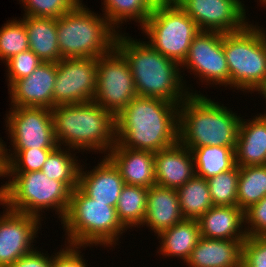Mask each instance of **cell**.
<instances>
[{
    "mask_svg": "<svg viewBox=\"0 0 266 267\" xmlns=\"http://www.w3.org/2000/svg\"><path fill=\"white\" fill-rule=\"evenodd\" d=\"M148 188L125 184L116 206L117 216L127 229L142 225L146 217Z\"/></svg>",
    "mask_w": 266,
    "mask_h": 267,
    "instance_id": "obj_28",
    "label": "cell"
},
{
    "mask_svg": "<svg viewBox=\"0 0 266 267\" xmlns=\"http://www.w3.org/2000/svg\"><path fill=\"white\" fill-rule=\"evenodd\" d=\"M244 217L251 226L244 230L247 236H266V196L245 210Z\"/></svg>",
    "mask_w": 266,
    "mask_h": 267,
    "instance_id": "obj_38",
    "label": "cell"
},
{
    "mask_svg": "<svg viewBox=\"0 0 266 267\" xmlns=\"http://www.w3.org/2000/svg\"><path fill=\"white\" fill-rule=\"evenodd\" d=\"M28 49V34L23 20L4 24L0 29V59L7 61Z\"/></svg>",
    "mask_w": 266,
    "mask_h": 267,
    "instance_id": "obj_33",
    "label": "cell"
},
{
    "mask_svg": "<svg viewBox=\"0 0 266 267\" xmlns=\"http://www.w3.org/2000/svg\"><path fill=\"white\" fill-rule=\"evenodd\" d=\"M7 150L4 147L6 173H24L42 170L47 156L54 149H14V157Z\"/></svg>",
    "mask_w": 266,
    "mask_h": 267,
    "instance_id": "obj_34",
    "label": "cell"
},
{
    "mask_svg": "<svg viewBox=\"0 0 266 267\" xmlns=\"http://www.w3.org/2000/svg\"><path fill=\"white\" fill-rule=\"evenodd\" d=\"M182 65L199 74L202 80L230 85V74L223 50V33L200 31L192 40Z\"/></svg>",
    "mask_w": 266,
    "mask_h": 267,
    "instance_id": "obj_13",
    "label": "cell"
},
{
    "mask_svg": "<svg viewBox=\"0 0 266 267\" xmlns=\"http://www.w3.org/2000/svg\"><path fill=\"white\" fill-rule=\"evenodd\" d=\"M234 152L239 167L266 165V114L248 123L241 119Z\"/></svg>",
    "mask_w": 266,
    "mask_h": 267,
    "instance_id": "obj_21",
    "label": "cell"
},
{
    "mask_svg": "<svg viewBox=\"0 0 266 267\" xmlns=\"http://www.w3.org/2000/svg\"><path fill=\"white\" fill-rule=\"evenodd\" d=\"M178 5L197 24L200 31L230 33L248 25L240 0H179Z\"/></svg>",
    "mask_w": 266,
    "mask_h": 267,
    "instance_id": "obj_14",
    "label": "cell"
},
{
    "mask_svg": "<svg viewBox=\"0 0 266 267\" xmlns=\"http://www.w3.org/2000/svg\"><path fill=\"white\" fill-rule=\"evenodd\" d=\"M104 3V18L112 27L134 18L143 26L153 10L146 0H104Z\"/></svg>",
    "mask_w": 266,
    "mask_h": 267,
    "instance_id": "obj_31",
    "label": "cell"
},
{
    "mask_svg": "<svg viewBox=\"0 0 266 267\" xmlns=\"http://www.w3.org/2000/svg\"><path fill=\"white\" fill-rule=\"evenodd\" d=\"M123 36L117 34L115 48L130 66L137 96L160 98L180 104L193 94L183 90L179 63L156 51L148 42H138Z\"/></svg>",
    "mask_w": 266,
    "mask_h": 267,
    "instance_id": "obj_2",
    "label": "cell"
},
{
    "mask_svg": "<svg viewBox=\"0 0 266 267\" xmlns=\"http://www.w3.org/2000/svg\"><path fill=\"white\" fill-rule=\"evenodd\" d=\"M124 185L118 169L107 157L90 172L80 168L78 187L94 201L116 207Z\"/></svg>",
    "mask_w": 266,
    "mask_h": 267,
    "instance_id": "obj_19",
    "label": "cell"
},
{
    "mask_svg": "<svg viewBox=\"0 0 266 267\" xmlns=\"http://www.w3.org/2000/svg\"><path fill=\"white\" fill-rule=\"evenodd\" d=\"M253 25L223 33V50L230 74V85L259 91L266 83V33Z\"/></svg>",
    "mask_w": 266,
    "mask_h": 267,
    "instance_id": "obj_8",
    "label": "cell"
},
{
    "mask_svg": "<svg viewBox=\"0 0 266 267\" xmlns=\"http://www.w3.org/2000/svg\"><path fill=\"white\" fill-rule=\"evenodd\" d=\"M146 1L152 8L177 5L179 2V0H146Z\"/></svg>",
    "mask_w": 266,
    "mask_h": 267,
    "instance_id": "obj_41",
    "label": "cell"
},
{
    "mask_svg": "<svg viewBox=\"0 0 266 267\" xmlns=\"http://www.w3.org/2000/svg\"><path fill=\"white\" fill-rule=\"evenodd\" d=\"M235 147L203 146L191 150L195 175L208 179L236 166Z\"/></svg>",
    "mask_w": 266,
    "mask_h": 267,
    "instance_id": "obj_27",
    "label": "cell"
},
{
    "mask_svg": "<svg viewBox=\"0 0 266 267\" xmlns=\"http://www.w3.org/2000/svg\"><path fill=\"white\" fill-rule=\"evenodd\" d=\"M154 157L156 185L177 189L195 175L191 150L179 142L156 152Z\"/></svg>",
    "mask_w": 266,
    "mask_h": 267,
    "instance_id": "obj_18",
    "label": "cell"
},
{
    "mask_svg": "<svg viewBox=\"0 0 266 267\" xmlns=\"http://www.w3.org/2000/svg\"><path fill=\"white\" fill-rule=\"evenodd\" d=\"M141 29L156 51L180 65L188 55L192 40L200 32L194 20L178 4L153 8Z\"/></svg>",
    "mask_w": 266,
    "mask_h": 267,
    "instance_id": "obj_9",
    "label": "cell"
},
{
    "mask_svg": "<svg viewBox=\"0 0 266 267\" xmlns=\"http://www.w3.org/2000/svg\"><path fill=\"white\" fill-rule=\"evenodd\" d=\"M55 79L56 63L42 62L28 77L9 86L12 106L52 109Z\"/></svg>",
    "mask_w": 266,
    "mask_h": 267,
    "instance_id": "obj_16",
    "label": "cell"
},
{
    "mask_svg": "<svg viewBox=\"0 0 266 267\" xmlns=\"http://www.w3.org/2000/svg\"><path fill=\"white\" fill-rule=\"evenodd\" d=\"M245 239H208L200 237L185 262L189 267H242Z\"/></svg>",
    "mask_w": 266,
    "mask_h": 267,
    "instance_id": "obj_20",
    "label": "cell"
},
{
    "mask_svg": "<svg viewBox=\"0 0 266 267\" xmlns=\"http://www.w3.org/2000/svg\"><path fill=\"white\" fill-rule=\"evenodd\" d=\"M9 85L14 81L28 77L43 61L30 49L23 51L6 61Z\"/></svg>",
    "mask_w": 266,
    "mask_h": 267,
    "instance_id": "obj_36",
    "label": "cell"
},
{
    "mask_svg": "<svg viewBox=\"0 0 266 267\" xmlns=\"http://www.w3.org/2000/svg\"><path fill=\"white\" fill-rule=\"evenodd\" d=\"M234 114L223 104L196 92L190 94L179 105L178 142L189 150L203 146L235 147L241 117Z\"/></svg>",
    "mask_w": 266,
    "mask_h": 267,
    "instance_id": "obj_3",
    "label": "cell"
},
{
    "mask_svg": "<svg viewBox=\"0 0 266 267\" xmlns=\"http://www.w3.org/2000/svg\"><path fill=\"white\" fill-rule=\"evenodd\" d=\"M24 3L25 16L58 19L75 8L80 0H20Z\"/></svg>",
    "mask_w": 266,
    "mask_h": 267,
    "instance_id": "obj_35",
    "label": "cell"
},
{
    "mask_svg": "<svg viewBox=\"0 0 266 267\" xmlns=\"http://www.w3.org/2000/svg\"><path fill=\"white\" fill-rule=\"evenodd\" d=\"M259 91L263 94V96L266 99V83H265V85Z\"/></svg>",
    "mask_w": 266,
    "mask_h": 267,
    "instance_id": "obj_43",
    "label": "cell"
},
{
    "mask_svg": "<svg viewBox=\"0 0 266 267\" xmlns=\"http://www.w3.org/2000/svg\"><path fill=\"white\" fill-rule=\"evenodd\" d=\"M239 166L207 179L213 205L237 206Z\"/></svg>",
    "mask_w": 266,
    "mask_h": 267,
    "instance_id": "obj_32",
    "label": "cell"
},
{
    "mask_svg": "<svg viewBox=\"0 0 266 267\" xmlns=\"http://www.w3.org/2000/svg\"><path fill=\"white\" fill-rule=\"evenodd\" d=\"M78 165L71 153L57 146L47 156L41 171L47 178L61 181L70 191H73L78 186L81 167Z\"/></svg>",
    "mask_w": 266,
    "mask_h": 267,
    "instance_id": "obj_30",
    "label": "cell"
},
{
    "mask_svg": "<svg viewBox=\"0 0 266 267\" xmlns=\"http://www.w3.org/2000/svg\"><path fill=\"white\" fill-rule=\"evenodd\" d=\"M137 96L130 66L114 47L97 58V87L93 101L117 116Z\"/></svg>",
    "mask_w": 266,
    "mask_h": 267,
    "instance_id": "obj_10",
    "label": "cell"
},
{
    "mask_svg": "<svg viewBox=\"0 0 266 267\" xmlns=\"http://www.w3.org/2000/svg\"><path fill=\"white\" fill-rule=\"evenodd\" d=\"M117 34L106 18L91 13L81 2L57 19L58 47L62 59L106 55L115 47Z\"/></svg>",
    "mask_w": 266,
    "mask_h": 267,
    "instance_id": "obj_5",
    "label": "cell"
},
{
    "mask_svg": "<svg viewBox=\"0 0 266 267\" xmlns=\"http://www.w3.org/2000/svg\"><path fill=\"white\" fill-rule=\"evenodd\" d=\"M237 206L243 211L266 196V165L239 167Z\"/></svg>",
    "mask_w": 266,
    "mask_h": 267,
    "instance_id": "obj_29",
    "label": "cell"
},
{
    "mask_svg": "<svg viewBox=\"0 0 266 267\" xmlns=\"http://www.w3.org/2000/svg\"><path fill=\"white\" fill-rule=\"evenodd\" d=\"M40 219L6 208L0 217V267H9L34 251L31 243L36 237Z\"/></svg>",
    "mask_w": 266,
    "mask_h": 267,
    "instance_id": "obj_15",
    "label": "cell"
},
{
    "mask_svg": "<svg viewBox=\"0 0 266 267\" xmlns=\"http://www.w3.org/2000/svg\"><path fill=\"white\" fill-rule=\"evenodd\" d=\"M154 154L151 151L133 150L115 143L106 157L118 169L125 184L149 189L156 184Z\"/></svg>",
    "mask_w": 266,
    "mask_h": 267,
    "instance_id": "obj_17",
    "label": "cell"
},
{
    "mask_svg": "<svg viewBox=\"0 0 266 267\" xmlns=\"http://www.w3.org/2000/svg\"><path fill=\"white\" fill-rule=\"evenodd\" d=\"M51 112L58 146L107 151L116 143L115 117L94 101L55 106Z\"/></svg>",
    "mask_w": 266,
    "mask_h": 267,
    "instance_id": "obj_4",
    "label": "cell"
},
{
    "mask_svg": "<svg viewBox=\"0 0 266 267\" xmlns=\"http://www.w3.org/2000/svg\"><path fill=\"white\" fill-rule=\"evenodd\" d=\"M183 219L176 189L156 184L148 189L146 217L143 225L150 226L155 234H159Z\"/></svg>",
    "mask_w": 266,
    "mask_h": 267,
    "instance_id": "obj_22",
    "label": "cell"
},
{
    "mask_svg": "<svg viewBox=\"0 0 266 267\" xmlns=\"http://www.w3.org/2000/svg\"><path fill=\"white\" fill-rule=\"evenodd\" d=\"M260 1H261V3L263 2L262 4H264V3L266 4V0H260Z\"/></svg>",
    "mask_w": 266,
    "mask_h": 267,
    "instance_id": "obj_44",
    "label": "cell"
},
{
    "mask_svg": "<svg viewBox=\"0 0 266 267\" xmlns=\"http://www.w3.org/2000/svg\"><path fill=\"white\" fill-rule=\"evenodd\" d=\"M161 254L177 256L185 261L190 257L191 251L197 245L201 234L199 224L194 219H183L174 226L161 231Z\"/></svg>",
    "mask_w": 266,
    "mask_h": 267,
    "instance_id": "obj_25",
    "label": "cell"
},
{
    "mask_svg": "<svg viewBox=\"0 0 266 267\" xmlns=\"http://www.w3.org/2000/svg\"><path fill=\"white\" fill-rule=\"evenodd\" d=\"M200 234L208 239H246L240 231L245 221L244 211L238 206L213 205L198 220ZM238 232V233H237Z\"/></svg>",
    "mask_w": 266,
    "mask_h": 267,
    "instance_id": "obj_23",
    "label": "cell"
},
{
    "mask_svg": "<svg viewBox=\"0 0 266 267\" xmlns=\"http://www.w3.org/2000/svg\"><path fill=\"white\" fill-rule=\"evenodd\" d=\"M12 107L6 127H9L14 149H55L58 146L51 109Z\"/></svg>",
    "mask_w": 266,
    "mask_h": 267,
    "instance_id": "obj_12",
    "label": "cell"
},
{
    "mask_svg": "<svg viewBox=\"0 0 266 267\" xmlns=\"http://www.w3.org/2000/svg\"><path fill=\"white\" fill-rule=\"evenodd\" d=\"M29 49L43 62L62 60L57 38V19L23 16Z\"/></svg>",
    "mask_w": 266,
    "mask_h": 267,
    "instance_id": "obj_24",
    "label": "cell"
},
{
    "mask_svg": "<svg viewBox=\"0 0 266 267\" xmlns=\"http://www.w3.org/2000/svg\"><path fill=\"white\" fill-rule=\"evenodd\" d=\"M176 190L184 219L198 220L213 206L207 179L203 177L194 175Z\"/></svg>",
    "mask_w": 266,
    "mask_h": 267,
    "instance_id": "obj_26",
    "label": "cell"
},
{
    "mask_svg": "<svg viewBox=\"0 0 266 267\" xmlns=\"http://www.w3.org/2000/svg\"><path fill=\"white\" fill-rule=\"evenodd\" d=\"M9 267H52V256L49 258L46 255H42L41 252L34 250L19 258Z\"/></svg>",
    "mask_w": 266,
    "mask_h": 267,
    "instance_id": "obj_40",
    "label": "cell"
},
{
    "mask_svg": "<svg viewBox=\"0 0 266 267\" xmlns=\"http://www.w3.org/2000/svg\"><path fill=\"white\" fill-rule=\"evenodd\" d=\"M61 222L68 232V244L80 247L93 243L112 245L121 231L126 230L118 219L116 207L94 201L78 186L71 191L69 207Z\"/></svg>",
    "mask_w": 266,
    "mask_h": 267,
    "instance_id": "obj_6",
    "label": "cell"
},
{
    "mask_svg": "<svg viewBox=\"0 0 266 267\" xmlns=\"http://www.w3.org/2000/svg\"><path fill=\"white\" fill-rule=\"evenodd\" d=\"M242 267H266V236H247L242 245Z\"/></svg>",
    "mask_w": 266,
    "mask_h": 267,
    "instance_id": "obj_37",
    "label": "cell"
},
{
    "mask_svg": "<svg viewBox=\"0 0 266 267\" xmlns=\"http://www.w3.org/2000/svg\"><path fill=\"white\" fill-rule=\"evenodd\" d=\"M179 105L160 98L136 96L115 116L116 143L154 153L175 145Z\"/></svg>",
    "mask_w": 266,
    "mask_h": 267,
    "instance_id": "obj_1",
    "label": "cell"
},
{
    "mask_svg": "<svg viewBox=\"0 0 266 267\" xmlns=\"http://www.w3.org/2000/svg\"><path fill=\"white\" fill-rule=\"evenodd\" d=\"M97 87V58L62 59L56 63L53 108L93 101Z\"/></svg>",
    "mask_w": 266,
    "mask_h": 267,
    "instance_id": "obj_11",
    "label": "cell"
},
{
    "mask_svg": "<svg viewBox=\"0 0 266 267\" xmlns=\"http://www.w3.org/2000/svg\"><path fill=\"white\" fill-rule=\"evenodd\" d=\"M6 175V162L4 156V147H0V177Z\"/></svg>",
    "mask_w": 266,
    "mask_h": 267,
    "instance_id": "obj_42",
    "label": "cell"
},
{
    "mask_svg": "<svg viewBox=\"0 0 266 267\" xmlns=\"http://www.w3.org/2000/svg\"><path fill=\"white\" fill-rule=\"evenodd\" d=\"M7 175H13V179L0 188V203H3V206L5 204L12 211L38 218L40 210L52 207L57 208L59 218H64L69 207L71 191L61 181L47 178L41 170L6 173L5 177Z\"/></svg>",
    "mask_w": 266,
    "mask_h": 267,
    "instance_id": "obj_7",
    "label": "cell"
},
{
    "mask_svg": "<svg viewBox=\"0 0 266 267\" xmlns=\"http://www.w3.org/2000/svg\"><path fill=\"white\" fill-rule=\"evenodd\" d=\"M74 248L78 249L80 246L69 245L67 248L65 247L66 250L62 249L57 252V255L52 257V267H86L80 251Z\"/></svg>",
    "mask_w": 266,
    "mask_h": 267,
    "instance_id": "obj_39",
    "label": "cell"
}]
</instances>
